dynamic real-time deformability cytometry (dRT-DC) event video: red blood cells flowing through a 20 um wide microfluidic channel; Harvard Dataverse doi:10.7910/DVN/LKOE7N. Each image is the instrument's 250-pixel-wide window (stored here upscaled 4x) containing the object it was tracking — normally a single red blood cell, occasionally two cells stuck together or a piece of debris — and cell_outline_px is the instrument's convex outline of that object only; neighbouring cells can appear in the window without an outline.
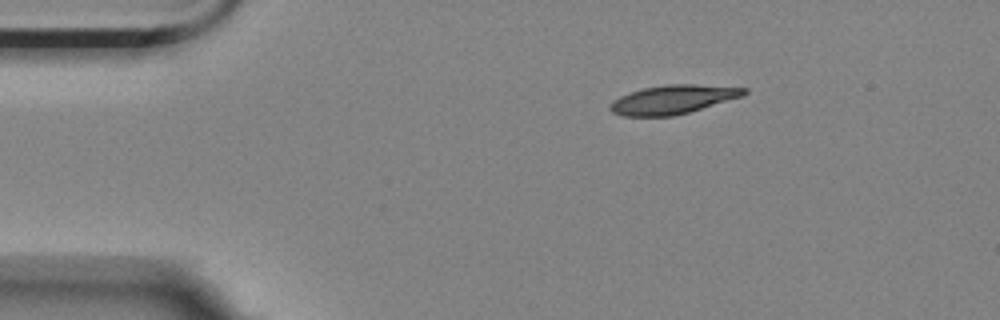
{"species": "Egyptian fruit bat (a non-hibernating species)", "species_latin": "Rousettus aegyptiacus", "temperature_condition": "room temperature", "stored_images_in_passage": 3, "camera_frame_rate_fps": 3000, "um_per_image_px": 0.085, "animal": {"sex": "female"}, "frame": {"image": 1, "passage_image": 1, "time_ms": 0.0, "image_size_px": [1000, 320], "cell_outline_px": [[748, 92], [744, 96], [688, 112], [672, 116], [624, 116], [612, 112], [608, 108], [608, 104], [612, 100], [620, 96], [644, 88], [668, 84], [692, 84], [748, 88]], "centroid_in_image_um": [57.19, 8.46], "position_along_channel_um": 27.8, "area_um2": 22.43}}
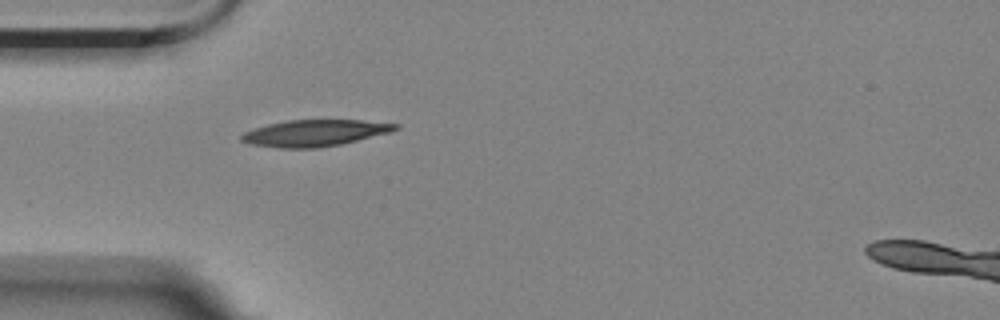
{"frame": {"image": 2, "passage_image": 3, "time_ms": 0.667, "image_size_px": [1000, 320], "cell_outline_px": [[400, 128], [392, 132], [340, 144], [320, 148], [276, 148], [252, 144], [240, 140], [240, 136], [244, 132], [268, 124], [288, 120], [360, 120], [400, 124]], "centroid_in_image_um": [26.78, 11.31], "position_along_channel_um": 58.2, "area_um2": 23.76}}